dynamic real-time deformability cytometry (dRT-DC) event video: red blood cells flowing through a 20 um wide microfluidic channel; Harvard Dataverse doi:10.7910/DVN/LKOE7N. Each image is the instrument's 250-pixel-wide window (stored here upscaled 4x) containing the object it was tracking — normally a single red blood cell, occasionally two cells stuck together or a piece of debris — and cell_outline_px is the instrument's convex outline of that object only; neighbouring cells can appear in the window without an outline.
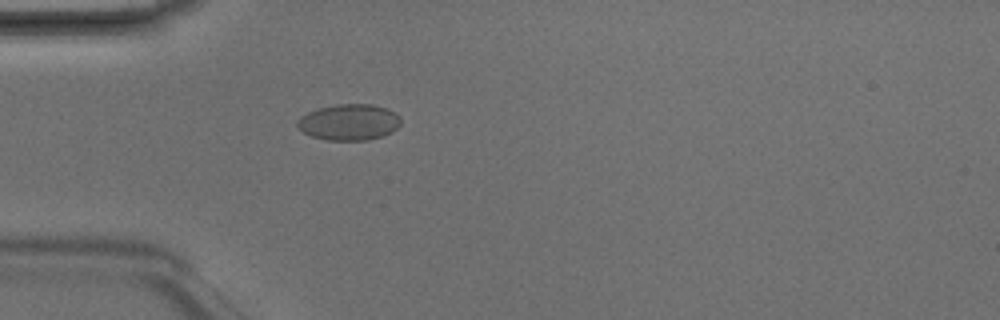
{"species": "Egyptian fruit bat (a non-hibernating species)", "species_latin": "Rousettus aegyptiacus", "temperature_condition": "room temperature", "stored_images_in_passage": 1, "camera_frame_rate_fps": 3000, "um_per_image_px": 0.085, "animal": {"sex": "male"}, "frame": {"image": 1, "passage_image": 1, "time_ms": 0.0, "image_size_px": [1000, 320], "cell_outline_px": [[400, 124], [392, 132], [380, 136], [364, 140], [328, 140], [312, 136], [296, 128], [296, 120], [300, 116], [308, 112], [320, 108], [336, 104], [372, 104], [388, 108], [396, 112], [400, 116]], "centroid_in_image_um": [29.66, 10.37], "position_along_channel_um": 55.3, "area_um2": 21.85}}